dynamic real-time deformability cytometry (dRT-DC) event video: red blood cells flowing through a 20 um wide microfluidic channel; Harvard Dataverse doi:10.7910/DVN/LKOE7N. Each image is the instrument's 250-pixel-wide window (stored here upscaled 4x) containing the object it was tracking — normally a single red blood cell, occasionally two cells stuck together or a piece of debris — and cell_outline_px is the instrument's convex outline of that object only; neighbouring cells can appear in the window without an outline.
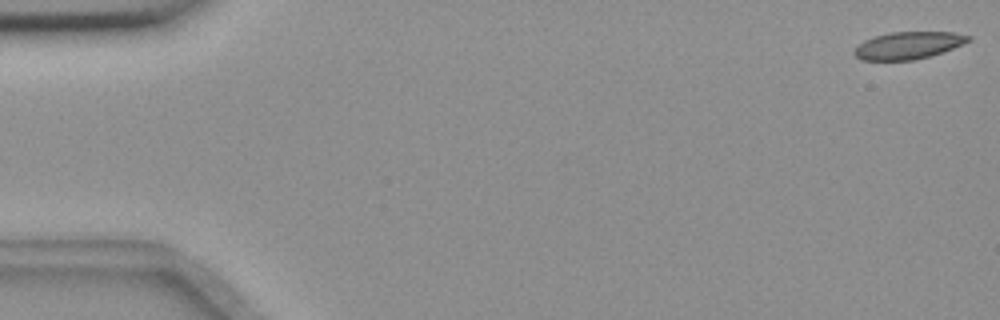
{"species": "common noctule bat (a hibernating species)", "species_latin": "Nyctalus noctula", "temperature_condition": "room temperature", "stored_images_in_passage": 56, "camera_frame_rate_fps": 3000, "um_per_image_px": 0.085, "animal": {"sex": "female", "body_mass_g": 18.4}, "frame": {"image": 1, "passage_image": 1, "time_ms": 0.0, "image_size_px": [1000, 320], "cell_outline_px": [[972, 40], [964, 44], [944, 52], [916, 60], [864, 60], [856, 56], [852, 52], [864, 40], [876, 36], [892, 32], [952, 32], [972, 36]], "centroid_in_image_um": [77.26, 3.86], "position_along_channel_um": 7.7, "area_um2": 18.15}}
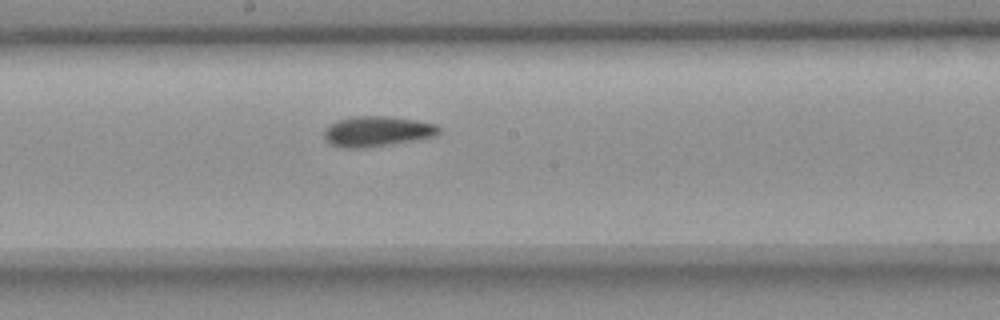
{"frame": {"image": 2, "passage_image": 30, "time_ms": 9.667, "image_size_px": [1000, 320], "cell_outline_px": [[440, 132], [436, 136], [364, 148], [344, 148], [332, 144], [324, 140], [324, 128], [328, 124], [336, 120], [352, 116], [388, 116], [416, 120], [436, 124], [440, 128]], "centroid_in_image_um": [32.0, 11.15], "position_along_channel_um": 216.2, "area_um2": 20.35}}
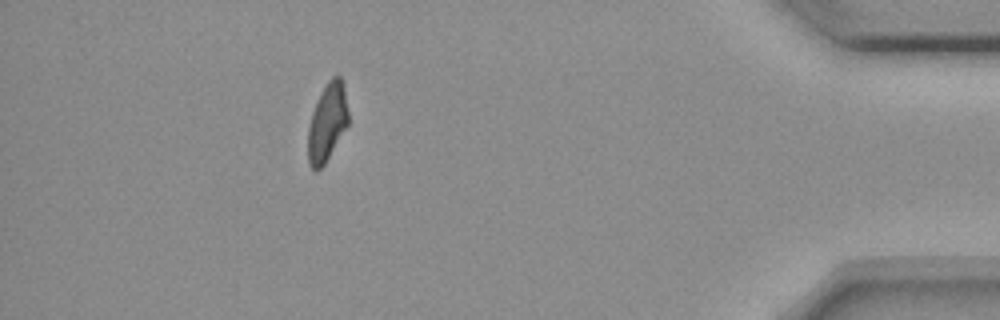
{"frame": {"image": 3, "passage_image": 50, "time_ms": 16.333, "image_size_px": [1000, 320], "cell_outline_px": [[348, 124], [324, 164], [316, 172], [308, 164], [308, 128], [312, 112], [316, 100], [320, 92], [328, 80], [332, 76], [340, 76], [344, 84], [348, 112]], "centroid_in_image_um": [27.8, 10.37], "position_along_channel_um": 407.4, "area_um2": 18.32}, "authors_computed_cell_mechanics": {"area_um2": 19.5364, "velocity_mm_per_s": 3.6546, "shape_relaxation_time_tau1_ms": null, "shape_relaxation_time_tau2_ms": 2.4615, "deformation_change_tau1": null, "deformation_change_tau2": 0.0602}}